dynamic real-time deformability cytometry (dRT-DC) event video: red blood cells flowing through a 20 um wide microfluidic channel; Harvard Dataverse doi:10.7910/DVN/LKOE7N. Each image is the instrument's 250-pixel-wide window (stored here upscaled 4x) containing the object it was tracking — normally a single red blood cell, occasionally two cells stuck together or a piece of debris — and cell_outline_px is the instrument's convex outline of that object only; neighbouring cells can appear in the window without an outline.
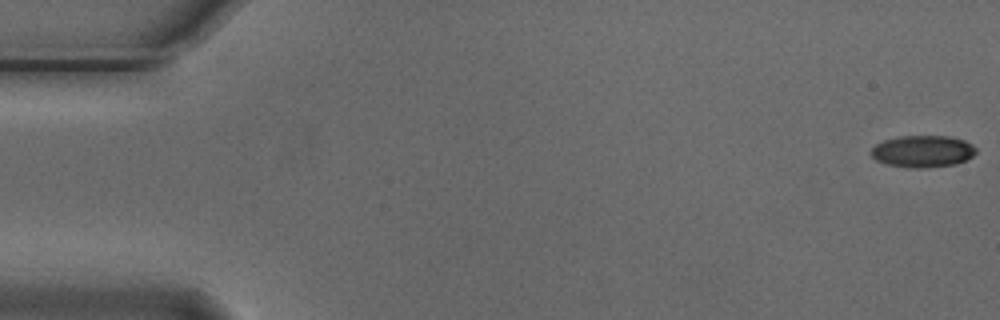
{"species": "Egyptian fruit bat (a non-hibernating species)", "species_latin": "Rousettus aegyptiacus", "temperature_condition": "cold", "stored_images_in_passage": 55, "camera_frame_rate_fps": 3000, "um_per_image_px": 0.085, "animal": {"sex": "male"}, "frame": {"image": 1, "passage_image": 1, "time_ms": 0.0, "image_size_px": [1000, 320], "cell_outline_px": [[976, 152], [972, 156], [956, 164], [920, 168], [916, 168], [888, 164], [876, 160], [872, 156], [872, 148], [876, 144], [884, 140], [900, 136], [948, 136], [964, 140], [972, 144], [976, 148]], "centroid_in_image_um": [78.45, 12.85], "position_along_channel_um": 6.6, "area_um2": 19.25}}
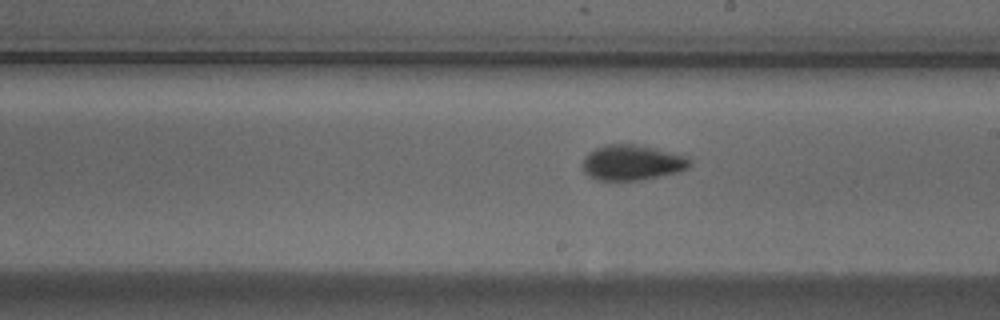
{"frame": {"image": 2, "passage_image": 31, "time_ms": 10.0, "image_size_px": [1000, 320], "cell_outline_px": [[692, 164], [688, 168], [676, 172], [640, 180], [600, 180], [588, 176], [584, 172], [584, 160], [588, 152], [596, 148], [608, 144], [636, 144], [688, 156], [692, 160]], "centroid_in_image_um": [53.75, 13.81], "position_along_channel_um": 235.2, "area_um2": 21.91}}
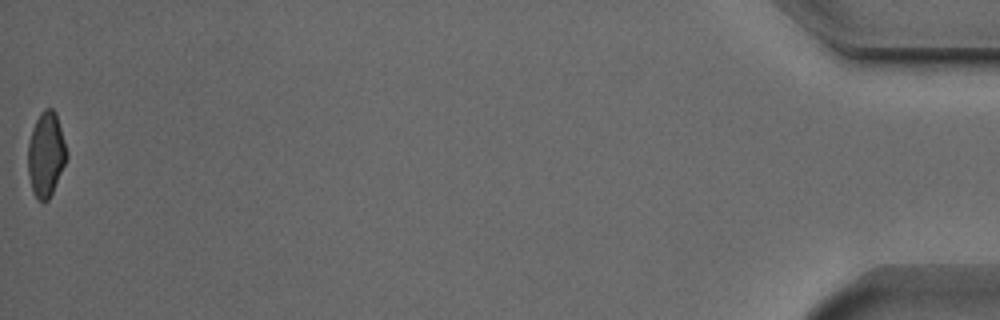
{"frame": {"image": 3, "passage_image": 55, "time_ms": 18.0, "image_size_px": [1000, 320], "cell_outline_px": [[68, 156], [52, 192], [48, 200], [36, 200], [32, 188], [28, 172], [28, 140], [32, 128], [40, 112], [44, 108], [52, 108], [56, 112], [68, 152]], "centroid_in_image_um": [3.91, 13.07], "position_along_channel_um": 431.3, "area_um2": 19.07}, "authors_computed_cell_mechanics": {"area_um2": 20.4034, "velocity_mm_per_s": 3.7565, "shape_relaxation_time_tau1_ms": 4.0159, "shape_relaxation_time_tau2_ms": 2.8035, "deformation_change_tau1": 0.1232, "deformation_change_tau2": 0.0846}}